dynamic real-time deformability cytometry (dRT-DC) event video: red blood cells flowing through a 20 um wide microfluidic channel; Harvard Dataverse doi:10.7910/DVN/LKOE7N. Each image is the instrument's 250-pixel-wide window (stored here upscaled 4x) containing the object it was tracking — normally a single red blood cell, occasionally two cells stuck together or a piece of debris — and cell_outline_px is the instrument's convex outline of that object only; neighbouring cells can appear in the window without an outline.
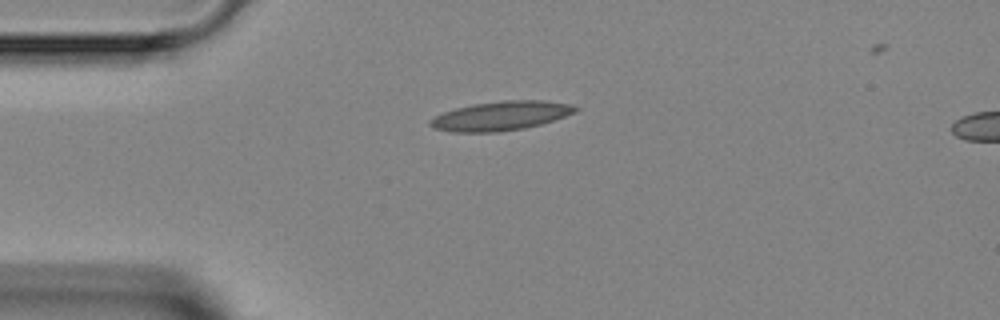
{"species": "Egyptian fruit bat (a non-hibernating species)", "species_latin": "Rousettus aegyptiacus", "temperature_condition": "room temperature", "stored_images_in_passage": 5, "camera_frame_rate_fps": 3000, "um_per_image_px": 0.085, "animal": {"sex": "female"}, "frame": {"image": 1, "passage_image": 5, "time_ms": 5.667, "image_size_px": [1000, 320], "cell_outline_px": [[580, 108], [576, 112], [540, 124], [524, 128], [500, 132], [448, 132], [432, 128], [428, 124], [428, 120], [444, 112], [456, 108], [472, 104], [504, 100], [544, 100], [568, 104]], "centroid_in_image_um": [42.52, 9.85], "position_along_channel_um": 42.5, "area_um2": 24.68}}